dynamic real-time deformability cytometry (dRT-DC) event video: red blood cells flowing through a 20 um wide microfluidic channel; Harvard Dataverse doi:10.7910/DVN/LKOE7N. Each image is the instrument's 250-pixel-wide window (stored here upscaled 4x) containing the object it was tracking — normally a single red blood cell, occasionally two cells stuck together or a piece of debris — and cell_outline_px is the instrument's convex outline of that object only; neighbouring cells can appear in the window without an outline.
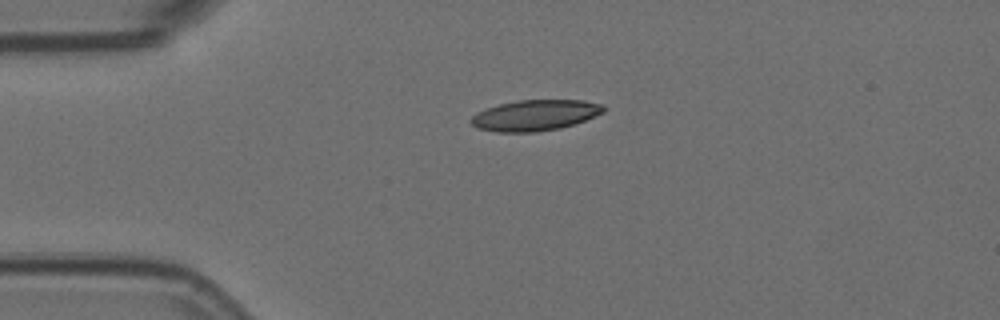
{"species": "Egyptian fruit bat (a non-hibernating species)", "species_latin": "Rousettus aegyptiacus", "temperature_condition": "room temperature", "stored_images_in_passage": 3, "camera_frame_rate_fps": 3000, "um_per_image_px": 0.085, "animal": {"sex": "female"}, "frame": {"image": 1, "passage_image": 1, "time_ms": 0.0, "image_size_px": [1000, 320], "cell_outline_px": [[604, 112], [584, 120], [560, 128], [536, 132], [496, 132], [476, 128], [468, 120], [476, 112], [500, 104], [516, 100], [584, 100], [604, 104]], "centroid_in_image_um": [45.45, 9.8], "position_along_channel_um": 39.5, "area_um2": 23.81}}
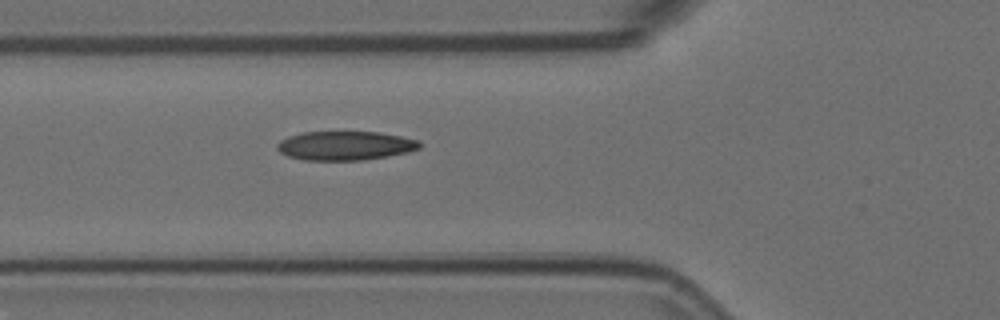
{"frame": {"image": 2, "passage_image": 3, "time_ms": 0.667, "image_size_px": [1000, 320], "cell_outline_px": [[420, 148], [408, 152], [388, 156], [364, 160], [304, 160], [288, 156], [280, 152], [276, 148], [276, 144], [280, 140], [288, 136], [300, 132], [380, 132], [420, 140]], "centroid_in_image_um": [29.32, 12.38], "position_along_channel_um": 96.5, "area_um2": 24.22}}